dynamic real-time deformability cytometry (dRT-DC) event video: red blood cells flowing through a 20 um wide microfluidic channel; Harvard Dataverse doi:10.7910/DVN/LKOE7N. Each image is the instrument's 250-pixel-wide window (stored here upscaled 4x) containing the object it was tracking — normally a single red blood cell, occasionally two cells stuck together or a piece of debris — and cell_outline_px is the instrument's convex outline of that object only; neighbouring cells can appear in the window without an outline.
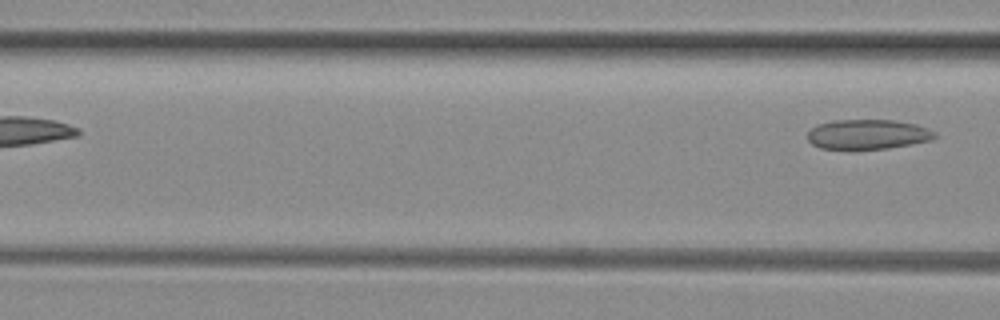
{"species": "common noctule bat (a hibernating species)", "species_latin": "Nyctalus noctula", "temperature_condition": "room temperature", "stored_images_in_passage": 3, "camera_frame_rate_fps": 3000, "um_per_image_px": 0.085, "animal": {"sex": "female", "body_mass_g": 29.2, "forearm_length_mm": 56.3}, "frame": {"image": 1, "passage_image": 3, "time_ms": 0.667, "image_size_px": [1000, 320], "cell_outline_px": [[936, 136], [932, 140], [912, 144], [888, 148], [820, 148], [812, 144], [808, 140], [808, 132], [816, 124], [832, 120], [896, 120], [916, 124], [928, 128], [936, 132]], "centroid_in_image_um": [73.78, 11.4], "position_along_channel_um": 92.8, "area_um2": 22.02}}